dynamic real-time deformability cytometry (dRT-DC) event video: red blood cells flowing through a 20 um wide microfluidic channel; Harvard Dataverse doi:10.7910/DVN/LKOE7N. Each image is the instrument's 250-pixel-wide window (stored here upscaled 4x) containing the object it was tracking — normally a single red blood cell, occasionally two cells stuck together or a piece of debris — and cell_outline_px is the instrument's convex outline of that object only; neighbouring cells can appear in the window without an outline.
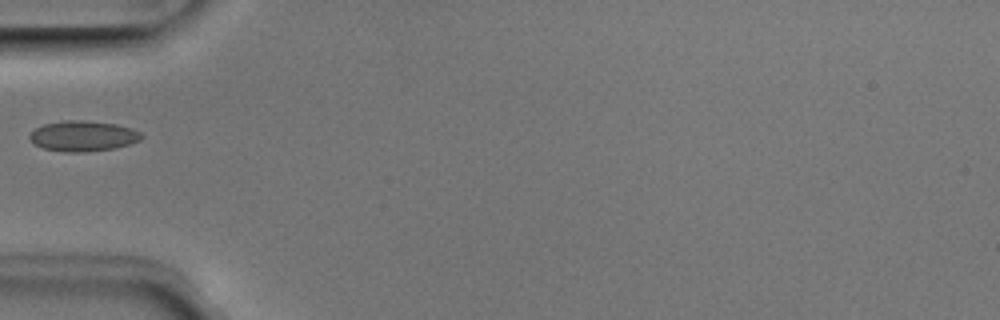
{"species": "Egyptian fruit bat (a non-hibernating species)", "species_latin": "Rousettus aegyptiacus", "temperature_condition": "room temperature", "stored_images_in_passage": 1, "camera_frame_rate_fps": 3000, "um_per_image_px": 0.085, "animal": {"sex": "male"}, "frame": {"image": 1, "passage_image": 1, "time_ms": 0.0, "image_size_px": [1000, 320], "cell_outline_px": [[144, 136], [140, 140], [116, 148], [84, 152], [64, 152], [44, 148], [36, 144], [28, 136], [36, 128], [44, 124], [64, 120], [80, 120], [116, 124], [132, 128], [140, 132]], "centroid_in_image_um": [7.08, 11.56], "position_along_channel_um": 77.9, "area_um2": 19.71}}